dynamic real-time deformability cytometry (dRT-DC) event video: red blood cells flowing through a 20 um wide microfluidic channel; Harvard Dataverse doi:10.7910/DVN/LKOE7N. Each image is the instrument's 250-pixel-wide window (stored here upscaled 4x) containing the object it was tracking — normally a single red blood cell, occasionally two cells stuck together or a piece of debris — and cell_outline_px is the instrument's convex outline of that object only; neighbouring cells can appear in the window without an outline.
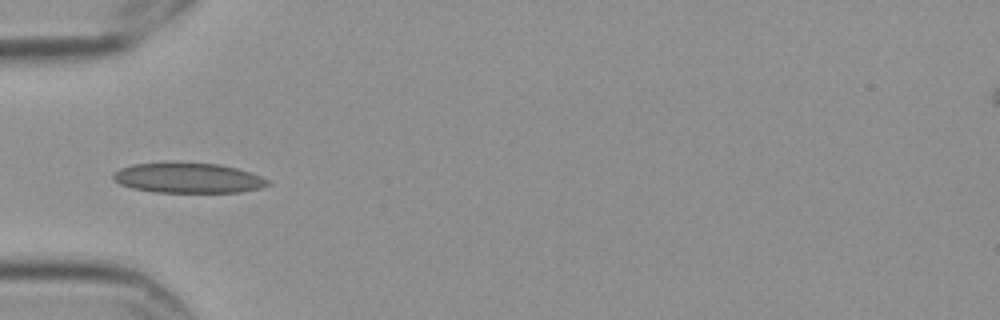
{"species": "Egyptian fruit bat (a non-hibernating species)", "species_latin": "Rousettus aegyptiacus", "temperature_condition": "cold", "stored_images_in_passage": 14, "camera_frame_rate_fps": 3000, "um_per_image_px": 0.085, "frame": {"image": 1, "passage_image": 4, "time_ms": 1.0, "image_size_px": [1000, 320], "cell_outline_px": [[272, 184], [260, 188], [240, 192], [152, 192], [132, 188], [120, 184], [112, 180], [112, 172], [120, 168], [132, 164], [220, 164], [236, 168], [260, 176], [268, 180]], "centroid_in_image_um": [15.96, 15.15], "position_along_channel_um": 69.0, "area_um2": 26.7}}
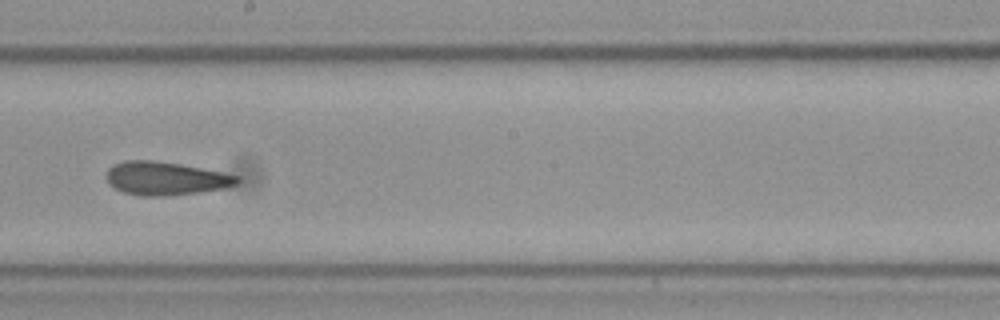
{"frame": {"image": 2, "passage_image": 8, "time_ms": 2.333, "image_size_px": [1000, 320], "cell_outline_px": [[244, 180], [240, 184], [228, 188], [200, 192], [164, 196], [140, 196], [124, 192], [108, 184], [108, 168], [124, 160], [152, 160], [180, 164], [224, 172], [244, 176]], "centroid_in_image_um": [14.21, 15.17], "position_along_channel_um": 234.0, "area_um2": 25.78}}
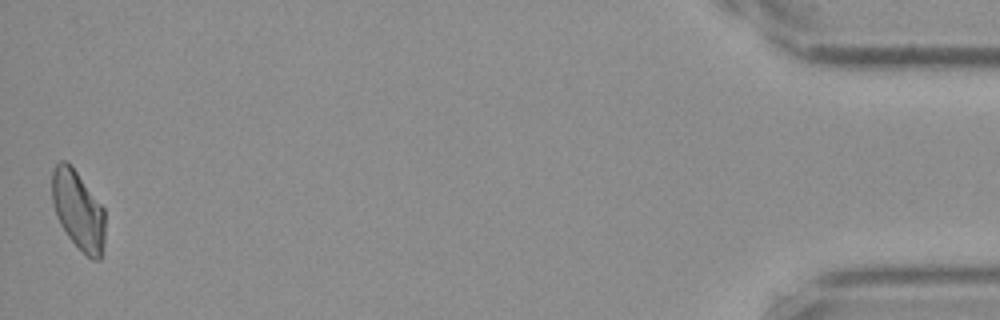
{"frame": {"image": 3, "passage_image": 14, "time_ms": 4.333, "image_size_px": [1000, 320], "cell_outline_px": [[104, 244], [100, 260], [92, 260], [68, 236], [60, 224], [56, 216], [52, 200], [52, 172], [56, 164], [60, 160], [64, 160], [76, 172], [104, 208]], "centroid_in_image_um": [6.64, 17.89], "position_along_channel_um": 428.6, "area_um2": 23.99}}